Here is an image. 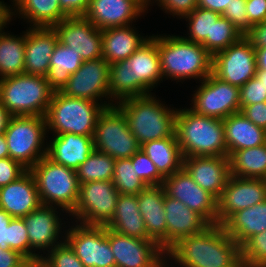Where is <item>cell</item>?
Masks as SVG:
<instances>
[{
    "label": "cell",
    "mask_w": 266,
    "mask_h": 267,
    "mask_svg": "<svg viewBox=\"0 0 266 267\" xmlns=\"http://www.w3.org/2000/svg\"><path fill=\"white\" fill-rule=\"evenodd\" d=\"M227 157L234 151L248 149L266 143V130L256 126L241 112L224 118Z\"/></svg>",
    "instance_id": "f1b7e54d"
},
{
    "label": "cell",
    "mask_w": 266,
    "mask_h": 267,
    "mask_svg": "<svg viewBox=\"0 0 266 267\" xmlns=\"http://www.w3.org/2000/svg\"><path fill=\"white\" fill-rule=\"evenodd\" d=\"M154 94L129 98L115 104L123 112L131 133L141 145L147 141L176 137V107H168Z\"/></svg>",
    "instance_id": "5b68a950"
},
{
    "label": "cell",
    "mask_w": 266,
    "mask_h": 267,
    "mask_svg": "<svg viewBox=\"0 0 266 267\" xmlns=\"http://www.w3.org/2000/svg\"><path fill=\"white\" fill-rule=\"evenodd\" d=\"M0 19H12V5L0 0Z\"/></svg>",
    "instance_id": "91938a15"
},
{
    "label": "cell",
    "mask_w": 266,
    "mask_h": 267,
    "mask_svg": "<svg viewBox=\"0 0 266 267\" xmlns=\"http://www.w3.org/2000/svg\"><path fill=\"white\" fill-rule=\"evenodd\" d=\"M24 73L46 76L58 36L53 27H28L25 39Z\"/></svg>",
    "instance_id": "603a6c76"
},
{
    "label": "cell",
    "mask_w": 266,
    "mask_h": 267,
    "mask_svg": "<svg viewBox=\"0 0 266 267\" xmlns=\"http://www.w3.org/2000/svg\"><path fill=\"white\" fill-rule=\"evenodd\" d=\"M228 157L231 176L266 180V143L234 151Z\"/></svg>",
    "instance_id": "836d02e7"
},
{
    "label": "cell",
    "mask_w": 266,
    "mask_h": 267,
    "mask_svg": "<svg viewBox=\"0 0 266 267\" xmlns=\"http://www.w3.org/2000/svg\"><path fill=\"white\" fill-rule=\"evenodd\" d=\"M138 208L144 219L147 235L167 251V225L164 210L165 191L162 185L146 186L137 194Z\"/></svg>",
    "instance_id": "d4e9b609"
},
{
    "label": "cell",
    "mask_w": 266,
    "mask_h": 267,
    "mask_svg": "<svg viewBox=\"0 0 266 267\" xmlns=\"http://www.w3.org/2000/svg\"><path fill=\"white\" fill-rule=\"evenodd\" d=\"M222 226L242 246L251 236L266 230V200L235 212Z\"/></svg>",
    "instance_id": "1f68e13d"
},
{
    "label": "cell",
    "mask_w": 266,
    "mask_h": 267,
    "mask_svg": "<svg viewBox=\"0 0 266 267\" xmlns=\"http://www.w3.org/2000/svg\"><path fill=\"white\" fill-rule=\"evenodd\" d=\"M175 135L182 156H225L227 147L221 119L195 113L190 108H177Z\"/></svg>",
    "instance_id": "277c9868"
},
{
    "label": "cell",
    "mask_w": 266,
    "mask_h": 267,
    "mask_svg": "<svg viewBox=\"0 0 266 267\" xmlns=\"http://www.w3.org/2000/svg\"><path fill=\"white\" fill-rule=\"evenodd\" d=\"M182 168L217 200L231 176L229 157L225 156L185 157Z\"/></svg>",
    "instance_id": "44dd1931"
},
{
    "label": "cell",
    "mask_w": 266,
    "mask_h": 267,
    "mask_svg": "<svg viewBox=\"0 0 266 267\" xmlns=\"http://www.w3.org/2000/svg\"><path fill=\"white\" fill-rule=\"evenodd\" d=\"M266 200V180L230 176L217 200V224L223 225L235 212Z\"/></svg>",
    "instance_id": "ffe728a7"
},
{
    "label": "cell",
    "mask_w": 266,
    "mask_h": 267,
    "mask_svg": "<svg viewBox=\"0 0 266 267\" xmlns=\"http://www.w3.org/2000/svg\"><path fill=\"white\" fill-rule=\"evenodd\" d=\"M61 10L68 17L84 16L90 0H59Z\"/></svg>",
    "instance_id": "f5cc1de1"
},
{
    "label": "cell",
    "mask_w": 266,
    "mask_h": 267,
    "mask_svg": "<svg viewBox=\"0 0 266 267\" xmlns=\"http://www.w3.org/2000/svg\"><path fill=\"white\" fill-rule=\"evenodd\" d=\"M119 194L112 180L80 184L70 220L84 225L106 226L114 216Z\"/></svg>",
    "instance_id": "8fae6325"
},
{
    "label": "cell",
    "mask_w": 266,
    "mask_h": 267,
    "mask_svg": "<svg viewBox=\"0 0 266 267\" xmlns=\"http://www.w3.org/2000/svg\"><path fill=\"white\" fill-rule=\"evenodd\" d=\"M27 169L10 157L0 159V188L12 183Z\"/></svg>",
    "instance_id": "c3c4849f"
},
{
    "label": "cell",
    "mask_w": 266,
    "mask_h": 267,
    "mask_svg": "<svg viewBox=\"0 0 266 267\" xmlns=\"http://www.w3.org/2000/svg\"><path fill=\"white\" fill-rule=\"evenodd\" d=\"M257 70L266 71V47L255 48Z\"/></svg>",
    "instance_id": "6f0895ef"
},
{
    "label": "cell",
    "mask_w": 266,
    "mask_h": 267,
    "mask_svg": "<svg viewBox=\"0 0 266 267\" xmlns=\"http://www.w3.org/2000/svg\"><path fill=\"white\" fill-rule=\"evenodd\" d=\"M165 255L166 267H174L175 264L177 267L243 266L241 246L220 224H210L197 234L181 238Z\"/></svg>",
    "instance_id": "6da1fadb"
},
{
    "label": "cell",
    "mask_w": 266,
    "mask_h": 267,
    "mask_svg": "<svg viewBox=\"0 0 266 267\" xmlns=\"http://www.w3.org/2000/svg\"><path fill=\"white\" fill-rule=\"evenodd\" d=\"M256 76L263 82L266 87V71L257 70Z\"/></svg>",
    "instance_id": "e7e4bbea"
},
{
    "label": "cell",
    "mask_w": 266,
    "mask_h": 267,
    "mask_svg": "<svg viewBox=\"0 0 266 267\" xmlns=\"http://www.w3.org/2000/svg\"><path fill=\"white\" fill-rule=\"evenodd\" d=\"M244 36L254 48L266 47V21L252 25Z\"/></svg>",
    "instance_id": "db71d44e"
},
{
    "label": "cell",
    "mask_w": 266,
    "mask_h": 267,
    "mask_svg": "<svg viewBox=\"0 0 266 267\" xmlns=\"http://www.w3.org/2000/svg\"><path fill=\"white\" fill-rule=\"evenodd\" d=\"M164 210L167 225V250L181 238L203 231L210 224L183 202L165 195Z\"/></svg>",
    "instance_id": "484cf974"
},
{
    "label": "cell",
    "mask_w": 266,
    "mask_h": 267,
    "mask_svg": "<svg viewBox=\"0 0 266 267\" xmlns=\"http://www.w3.org/2000/svg\"><path fill=\"white\" fill-rule=\"evenodd\" d=\"M192 94L190 109L200 115L223 120L240 112V88L226 83L212 73Z\"/></svg>",
    "instance_id": "5bb4252c"
},
{
    "label": "cell",
    "mask_w": 266,
    "mask_h": 267,
    "mask_svg": "<svg viewBox=\"0 0 266 267\" xmlns=\"http://www.w3.org/2000/svg\"><path fill=\"white\" fill-rule=\"evenodd\" d=\"M53 93L45 76L22 73L0 79V102L11 116L44 117Z\"/></svg>",
    "instance_id": "8992f818"
},
{
    "label": "cell",
    "mask_w": 266,
    "mask_h": 267,
    "mask_svg": "<svg viewBox=\"0 0 266 267\" xmlns=\"http://www.w3.org/2000/svg\"><path fill=\"white\" fill-rule=\"evenodd\" d=\"M8 246L29 261V237L23 218H13L8 225Z\"/></svg>",
    "instance_id": "ee69618b"
},
{
    "label": "cell",
    "mask_w": 266,
    "mask_h": 267,
    "mask_svg": "<svg viewBox=\"0 0 266 267\" xmlns=\"http://www.w3.org/2000/svg\"><path fill=\"white\" fill-rule=\"evenodd\" d=\"M68 225L69 228L65 231V241L85 267H116L107 239V227L77 222L71 226Z\"/></svg>",
    "instance_id": "4fadbf2b"
},
{
    "label": "cell",
    "mask_w": 266,
    "mask_h": 267,
    "mask_svg": "<svg viewBox=\"0 0 266 267\" xmlns=\"http://www.w3.org/2000/svg\"><path fill=\"white\" fill-rule=\"evenodd\" d=\"M95 150L114 159L131 158L141 144L131 133L123 112L116 106L105 107L99 114L93 135Z\"/></svg>",
    "instance_id": "30bf717a"
},
{
    "label": "cell",
    "mask_w": 266,
    "mask_h": 267,
    "mask_svg": "<svg viewBox=\"0 0 266 267\" xmlns=\"http://www.w3.org/2000/svg\"><path fill=\"white\" fill-rule=\"evenodd\" d=\"M61 212L65 213L58 207L41 205L23 217L29 237V262L34 267L38 266L40 259L48 251L65 241L66 229L64 228L67 225H65V221H62L63 218H60L63 216ZM41 251L43 254H40Z\"/></svg>",
    "instance_id": "7c38bea8"
},
{
    "label": "cell",
    "mask_w": 266,
    "mask_h": 267,
    "mask_svg": "<svg viewBox=\"0 0 266 267\" xmlns=\"http://www.w3.org/2000/svg\"><path fill=\"white\" fill-rule=\"evenodd\" d=\"M132 165L135 166L137 176L146 186L162 185L165 179L157 170L152 160L142 151L136 152L131 157Z\"/></svg>",
    "instance_id": "7bdbcfd3"
},
{
    "label": "cell",
    "mask_w": 266,
    "mask_h": 267,
    "mask_svg": "<svg viewBox=\"0 0 266 267\" xmlns=\"http://www.w3.org/2000/svg\"><path fill=\"white\" fill-rule=\"evenodd\" d=\"M115 161L110 155L94 149L87 160L76 169L79 185L90 181L113 180Z\"/></svg>",
    "instance_id": "8d00e7d4"
},
{
    "label": "cell",
    "mask_w": 266,
    "mask_h": 267,
    "mask_svg": "<svg viewBox=\"0 0 266 267\" xmlns=\"http://www.w3.org/2000/svg\"><path fill=\"white\" fill-rule=\"evenodd\" d=\"M134 24L102 30V58L109 64L128 59L151 36H143Z\"/></svg>",
    "instance_id": "83f0119b"
},
{
    "label": "cell",
    "mask_w": 266,
    "mask_h": 267,
    "mask_svg": "<svg viewBox=\"0 0 266 267\" xmlns=\"http://www.w3.org/2000/svg\"><path fill=\"white\" fill-rule=\"evenodd\" d=\"M93 136L73 133L53 135L46 156L57 164L76 170L94 151Z\"/></svg>",
    "instance_id": "4316f807"
},
{
    "label": "cell",
    "mask_w": 266,
    "mask_h": 267,
    "mask_svg": "<svg viewBox=\"0 0 266 267\" xmlns=\"http://www.w3.org/2000/svg\"><path fill=\"white\" fill-rule=\"evenodd\" d=\"M37 267H85L70 245L64 241L48 251Z\"/></svg>",
    "instance_id": "b9f144b4"
},
{
    "label": "cell",
    "mask_w": 266,
    "mask_h": 267,
    "mask_svg": "<svg viewBox=\"0 0 266 267\" xmlns=\"http://www.w3.org/2000/svg\"><path fill=\"white\" fill-rule=\"evenodd\" d=\"M116 267H166L165 251L152 239H139L107 228Z\"/></svg>",
    "instance_id": "e0dca14e"
},
{
    "label": "cell",
    "mask_w": 266,
    "mask_h": 267,
    "mask_svg": "<svg viewBox=\"0 0 266 267\" xmlns=\"http://www.w3.org/2000/svg\"><path fill=\"white\" fill-rule=\"evenodd\" d=\"M109 70L110 65L103 58L83 61L60 92L69 97L101 103L104 107L112 106L108 88Z\"/></svg>",
    "instance_id": "2e32d148"
},
{
    "label": "cell",
    "mask_w": 266,
    "mask_h": 267,
    "mask_svg": "<svg viewBox=\"0 0 266 267\" xmlns=\"http://www.w3.org/2000/svg\"><path fill=\"white\" fill-rule=\"evenodd\" d=\"M155 3L165 11L164 13L178 19H182L197 8V0H153L152 4Z\"/></svg>",
    "instance_id": "7dc6e473"
},
{
    "label": "cell",
    "mask_w": 266,
    "mask_h": 267,
    "mask_svg": "<svg viewBox=\"0 0 266 267\" xmlns=\"http://www.w3.org/2000/svg\"><path fill=\"white\" fill-rule=\"evenodd\" d=\"M41 205L35 180L29 170L0 188V208L12 218H23Z\"/></svg>",
    "instance_id": "cb8c5ba5"
},
{
    "label": "cell",
    "mask_w": 266,
    "mask_h": 267,
    "mask_svg": "<svg viewBox=\"0 0 266 267\" xmlns=\"http://www.w3.org/2000/svg\"><path fill=\"white\" fill-rule=\"evenodd\" d=\"M10 157L5 135H0V159Z\"/></svg>",
    "instance_id": "94428289"
},
{
    "label": "cell",
    "mask_w": 266,
    "mask_h": 267,
    "mask_svg": "<svg viewBox=\"0 0 266 267\" xmlns=\"http://www.w3.org/2000/svg\"><path fill=\"white\" fill-rule=\"evenodd\" d=\"M0 267H34L24 256L12 249L0 247Z\"/></svg>",
    "instance_id": "f907efd6"
},
{
    "label": "cell",
    "mask_w": 266,
    "mask_h": 267,
    "mask_svg": "<svg viewBox=\"0 0 266 267\" xmlns=\"http://www.w3.org/2000/svg\"><path fill=\"white\" fill-rule=\"evenodd\" d=\"M83 60L68 46L57 42L50 59L46 80L54 91H60L70 76L82 65Z\"/></svg>",
    "instance_id": "e575fe53"
},
{
    "label": "cell",
    "mask_w": 266,
    "mask_h": 267,
    "mask_svg": "<svg viewBox=\"0 0 266 267\" xmlns=\"http://www.w3.org/2000/svg\"><path fill=\"white\" fill-rule=\"evenodd\" d=\"M136 1L147 13H148V9L150 6L152 5L153 0H134ZM151 4V5H150Z\"/></svg>",
    "instance_id": "6125c7cd"
},
{
    "label": "cell",
    "mask_w": 266,
    "mask_h": 267,
    "mask_svg": "<svg viewBox=\"0 0 266 267\" xmlns=\"http://www.w3.org/2000/svg\"><path fill=\"white\" fill-rule=\"evenodd\" d=\"M162 186L165 195L180 200L209 224H217V199L201 188L183 168L166 177Z\"/></svg>",
    "instance_id": "ac0fdd59"
},
{
    "label": "cell",
    "mask_w": 266,
    "mask_h": 267,
    "mask_svg": "<svg viewBox=\"0 0 266 267\" xmlns=\"http://www.w3.org/2000/svg\"><path fill=\"white\" fill-rule=\"evenodd\" d=\"M244 36L227 18L220 17L213 21L211 38H206L202 46L213 56L227 49Z\"/></svg>",
    "instance_id": "f35d334b"
},
{
    "label": "cell",
    "mask_w": 266,
    "mask_h": 267,
    "mask_svg": "<svg viewBox=\"0 0 266 267\" xmlns=\"http://www.w3.org/2000/svg\"><path fill=\"white\" fill-rule=\"evenodd\" d=\"M221 16L232 22L243 35H245L252 26L248 21L246 13V0H232Z\"/></svg>",
    "instance_id": "bcb514c9"
},
{
    "label": "cell",
    "mask_w": 266,
    "mask_h": 267,
    "mask_svg": "<svg viewBox=\"0 0 266 267\" xmlns=\"http://www.w3.org/2000/svg\"><path fill=\"white\" fill-rule=\"evenodd\" d=\"M141 150L152 160L164 178L183 167V156L176 137L147 141L141 145Z\"/></svg>",
    "instance_id": "d6a6232c"
},
{
    "label": "cell",
    "mask_w": 266,
    "mask_h": 267,
    "mask_svg": "<svg viewBox=\"0 0 266 267\" xmlns=\"http://www.w3.org/2000/svg\"><path fill=\"white\" fill-rule=\"evenodd\" d=\"M242 265L266 267V230L251 236L241 246Z\"/></svg>",
    "instance_id": "60d3db41"
},
{
    "label": "cell",
    "mask_w": 266,
    "mask_h": 267,
    "mask_svg": "<svg viewBox=\"0 0 266 267\" xmlns=\"http://www.w3.org/2000/svg\"><path fill=\"white\" fill-rule=\"evenodd\" d=\"M138 207L137 195L120 193L114 216L105 227L130 237L151 239L147 235L145 222Z\"/></svg>",
    "instance_id": "4dcf8cb0"
},
{
    "label": "cell",
    "mask_w": 266,
    "mask_h": 267,
    "mask_svg": "<svg viewBox=\"0 0 266 267\" xmlns=\"http://www.w3.org/2000/svg\"><path fill=\"white\" fill-rule=\"evenodd\" d=\"M161 73L164 80H204L212 73V55L198 43L179 35H158Z\"/></svg>",
    "instance_id": "3957f363"
},
{
    "label": "cell",
    "mask_w": 266,
    "mask_h": 267,
    "mask_svg": "<svg viewBox=\"0 0 266 267\" xmlns=\"http://www.w3.org/2000/svg\"><path fill=\"white\" fill-rule=\"evenodd\" d=\"M47 134L45 117L12 116L4 132L10 158L29 170L46 156Z\"/></svg>",
    "instance_id": "9c48e42d"
},
{
    "label": "cell",
    "mask_w": 266,
    "mask_h": 267,
    "mask_svg": "<svg viewBox=\"0 0 266 267\" xmlns=\"http://www.w3.org/2000/svg\"><path fill=\"white\" fill-rule=\"evenodd\" d=\"M240 112L253 124L266 130V102L245 106Z\"/></svg>",
    "instance_id": "681fc988"
},
{
    "label": "cell",
    "mask_w": 266,
    "mask_h": 267,
    "mask_svg": "<svg viewBox=\"0 0 266 267\" xmlns=\"http://www.w3.org/2000/svg\"><path fill=\"white\" fill-rule=\"evenodd\" d=\"M0 34V79L24 73L26 31Z\"/></svg>",
    "instance_id": "d590c367"
},
{
    "label": "cell",
    "mask_w": 266,
    "mask_h": 267,
    "mask_svg": "<svg viewBox=\"0 0 266 267\" xmlns=\"http://www.w3.org/2000/svg\"><path fill=\"white\" fill-rule=\"evenodd\" d=\"M29 171L35 180L42 205L58 207L66 212L64 215H70L79 196L76 170L44 156Z\"/></svg>",
    "instance_id": "ba28073f"
},
{
    "label": "cell",
    "mask_w": 266,
    "mask_h": 267,
    "mask_svg": "<svg viewBox=\"0 0 266 267\" xmlns=\"http://www.w3.org/2000/svg\"><path fill=\"white\" fill-rule=\"evenodd\" d=\"M256 73L255 48L245 36L212 56V74L231 85L240 88Z\"/></svg>",
    "instance_id": "9a60e30c"
},
{
    "label": "cell",
    "mask_w": 266,
    "mask_h": 267,
    "mask_svg": "<svg viewBox=\"0 0 266 267\" xmlns=\"http://www.w3.org/2000/svg\"><path fill=\"white\" fill-rule=\"evenodd\" d=\"M104 108L101 103L54 91L44 116L47 132L53 135L73 133L93 136L96 121Z\"/></svg>",
    "instance_id": "52a82bcc"
},
{
    "label": "cell",
    "mask_w": 266,
    "mask_h": 267,
    "mask_svg": "<svg viewBox=\"0 0 266 267\" xmlns=\"http://www.w3.org/2000/svg\"><path fill=\"white\" fill-rule=\"evenodd\" d=\"M12 116L0 102V135L4 134L7 129L8 122Z\"/></svg>",
    "instance_id": "680465c9"
},
{
    "label": "cell",
    "mask_w": 266,
    "mask_h": 267,
    "mask_svg": "<svg viewBox=\"0 0 266 267\" xmlns=\"http://www.w3.org/2000/svg\"><path fill=\"white\" fill-rule=\"evenodd\" d=\"M13 19H0V34L5 31L4 28L11 23ZM9 23V24H8Z\"/></svg>",
    "instance_id": "be15d7a7"
},
{
    "label": "cell",
    "mask_w": 266,
    "mask_h": 267,
    "mask_svg": "<svg viewBox=\"0 0 266 267\" xmlns=\"http://www.w3.org/2000/svg\"><path fill=\"white\" fill-rule=\"evenodd\" d=\"M13 218L0 208V247L10 249L8 246V225Z\"/></svg>",
    "instance_id": "11a10c76"
},
{
    "label": "cell",
    "mask_w": 266,
    "mask_h": 267,
    "mask_svg": "<svg viewBox=\"0 0 266 267\" xmlns=\"http://www.w3.org/2000/svg\"><path fill=\"white\" fill-rule=\"evenodd\" d=\"M220 17V14L211 10L200 7L195 8L190 14L183 17L188 22L186 24L188 36L182 37L188 41L202 45L206 41V38H211L213 21H217Z\"/></svg>",
    "instance_id": "74e56055"
},
{
    "label": "cell",
    "mask_w": 266,
    "mask_h": 267,
    "mask_svg": "<svg viewBox=\"0 0 266 267\" xmlns=\"http://www.w3.org/2000/svg\"><path fill=\"white\" fill-rule=\"evenodd\" d=\"M231 2L232 0H197V7L211 10L222 15L227 5Z\"/></svg>",
    "instance_id": "9f6ffc18"
},
{
    "label": "cell",
    "mask_w": 266,
    "mask_h": 267,
    "mask_svg": "<svg viewBox=\"0 0 266 267\" xmlns=\"http://www.w3.org/2000/svg\"><path fill=\"white\" fill-rule=\"evenodd\" d=\"M13 16L24 19L29 27H53L68 16L59 0H10ZM17 15V16H15Z\"/></svg>",
    "instance_id": "f546056e"
},
{
    "label": "cell",
    "mask_w": 266,
    "mask_h": 267,
    "mask_svg": "<svg viewBox=\"0 0 266 267\" xmlns=\"http://www.w3.org/2000/svg\"><path fill=\"white\" fill-rule=\"evenodd\" d=\"M161 81L157 35L153 34L128 59L110 65L108 88L112 105L152 94Z\"/></svg>",
    "instance_id": "7a4b0ae2"
},
{
    "label": "cell",
    "mask_w": 266,
    "mask_h": 267,
    "mask_svg": "<svg viewBox=\"0 0 266 267\" xmlns=\"http://www.w3.org/2000/svg\"><path fill=\"white\" fill-rule=\"evenodd\" d=\"M145 13L134 0H90L84 17L98 29L104 30L132 25Z\"/></svg>",
    "instance_id": "7402d4cb"
},
{
    "label": "cell",
    "mask_w": 266,
    "mask_h": 267,
    "mask_svg": "<svg viewBox=\"0 0 266 267\" xmlns=\"http://www.w3.org/2000/svg\"><path fill=\"white\" fill-rule=\"evenodd\" d=\"M53 28L58 42L79 54L83 61L102 58V30L84 16L67 17Z\"/></svg>",
    "instance_id": "d6986e66"
},
{
    "label": "cell",
    "mask_w": 266,
    "mask_h": 267,
    "mask_svg": "<svg viewBox=\"0 0 266 267\" xmlns=\"http://www.w3.org/2000/svg\"><path fill=\"white\" fill-rule=\"evenodd\" d=\"M262 102H266V87L257 76H254L240 87V111L245 106Z\"/></svg>",
    "instance_id": "f6af8a7d"
},
{
    "label": "cell",
    "mask_w": 266,
    "mask_h": 267,
    "mask_svg": "<svg viewBox=\"0 0 266 267\" xmlns=\"http://www.w3.org/2000/svg\"><path fill=\"white\" fill-rule=\"evenodd\" d=\"M112 181L121 194L137 195L146 187L145 183L137 176L131 158L116 159Z\"/></svg>",
    "instance_id": "ab89813d"
},
{
    "label": "cell",
    "mask_w": 266,
    "mask_h": 267,
    "mask_svg": "<svg viewBox=\"0 0 266 267\" xmlns=\"http://www.w3.org/2000/svg\"><path fill=\"white\" fill-rule=\"evenodd\" d=\"M246 13L251 25L266 21V0H246Z\"/></svg>",
    "instance_id": "816d5d0a"
}]
</instances>
